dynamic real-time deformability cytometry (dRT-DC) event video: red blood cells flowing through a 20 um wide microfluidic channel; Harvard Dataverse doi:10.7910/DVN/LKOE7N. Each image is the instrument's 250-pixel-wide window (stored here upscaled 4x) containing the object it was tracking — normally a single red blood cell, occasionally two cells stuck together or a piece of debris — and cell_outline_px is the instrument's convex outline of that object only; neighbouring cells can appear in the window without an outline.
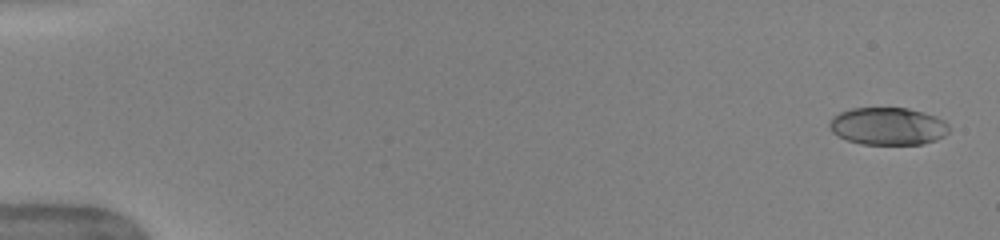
{"species": "human", "species_latin": "Homo sapiens", "temperature_condition": "warm", "stored_images_in_passage": 50, "camera_frame_rate_fps": 3000, "um_per_image_px": 0.085, "donor": {"sex": "female"}, "frame": {"image": 1, "passage_image": 1, "time_ms": 0.0, "image_size_px": [1000, 240], "cell_outline_px": [[948, 132], [944, 136], [936, 140], [924, 144], [860, 144], [848, 140], [832, 132], [828, 124], [832, 116], [840, 112], [852, 108], [908, 108], [924, 112], [936, 116], [944, 120], [948, 124]], "centroid_in_image_um": [75.48, 10.72], "position_along_channel_um": 9.5, "area_um2": 26.24}}
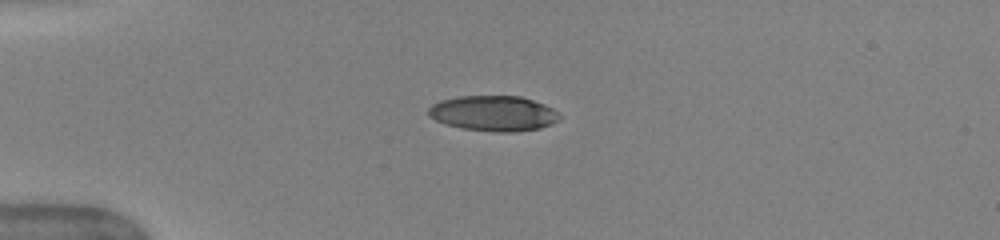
{"frame": {"image": 2, "passage_image": 13, "time_ms": 4.0, "image_size_px": [1000, 240], "cell_outline_px": [[560, 120], [552, 124], [540, 128], [512, 132], [496, 132], [460, 128], [444, 124], [428, 116], [428, 108], [432, 104], [440, 100], [456, 96], [520, 96], [544, 104], [552, 108], [560, 116]], "centroid_in_image_um": [41.92, 9.64], "position_along_channel_um": 43.1, "area_um2": 27.17}}
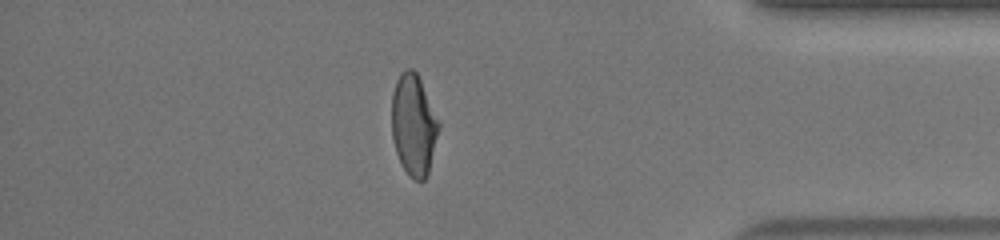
{"frame": {"image": 3, "passage_image": 44, "time_ms": 14.333, "image_size_px": [1000, 240], "cell_outline_px": [[440, 128], [428, 176], [424, 180], [412, 180], [408, 176], [396, 152], [392, 136], [392, 92], [396, 80], [400, 72], [408, 68], [412, 68], [416, 72], [420, 80], [440, 124]], "centroid_in_image_um": [35.16, 10.64], "position_along_channel_um": 400.0, "area_um2": 27.8}, "authors_computed_cell_mechanics": {"area_um2": 27.744, "velocity_mm_per_s": 4.0147, "shape_relaxation_time_tau1_ms": 4.1958, "shape_relaxation_time_tau2_ms": 1.8911, "deformation_change_tau1": 0.1984, "deformation_change_tau2": 0.0548}}